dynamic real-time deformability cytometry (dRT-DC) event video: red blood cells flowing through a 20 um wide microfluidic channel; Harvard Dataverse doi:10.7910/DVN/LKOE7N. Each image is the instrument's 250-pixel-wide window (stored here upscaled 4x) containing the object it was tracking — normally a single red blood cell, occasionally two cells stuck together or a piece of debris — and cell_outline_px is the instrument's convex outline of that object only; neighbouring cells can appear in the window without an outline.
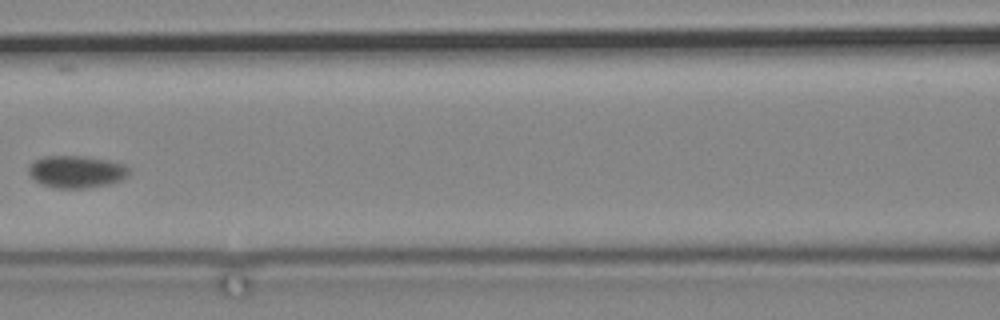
{"species": "common noctule bat (a hibernating species)", "species_latin": "Nyctalus noctula", "temperature_condition": "cold", "stored_images_in_passage": 17, "camera_frame_rate_fps": 3000, "um_per_image_px": 0.085, "animal": {"sex": "male", "body_mass_g": 19.2, "forearm_length_mm": 51.8}, "frame": {"image": 1, "passage_image": 8, "time_ms": 9.667, "image_size_px": [1000, 320], "cell_outline_px": [[132, 168], [128, 176], [120, 180], [108, 184], [88, 188], [56, 188], [40, 184], [28, 172], [28, 164], [44, 156], [84, 156], [108, 160], [124, 164]], "centroid_in_image_um": [6.52, 14.59], "position_along_channel_um": 160.1, "area_um2": 19.02}}
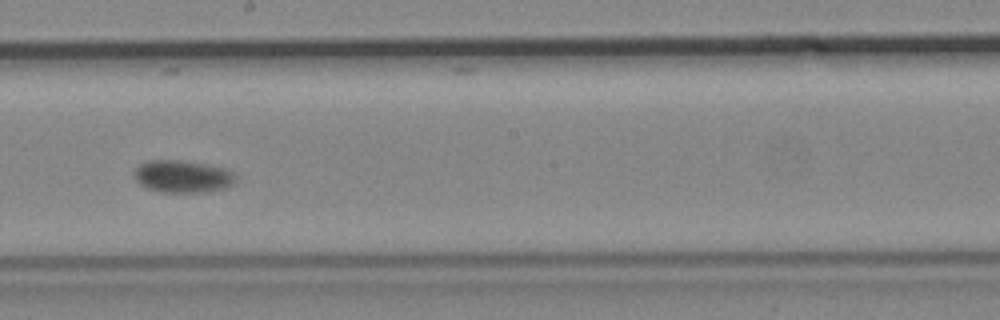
{"frame": {"image": 2, "passage_image": 10, "time_ms": 12.0, "image_size_px": [1000, 320], "cell_outline_px": [[236, 180], [232, 184], [224, 188], [208, 192], [160, 192], [148, 188], [140, 184], [132, 176], [136, 168], [140, 164], [148, 160], [180, 160], [204, 164], [224, 168], [232, 172], [236, 176]], "centroid_in_image_um": [15.5, 15.0], "position_along_channel_um": 232.7, "area_um2": 19.13}}
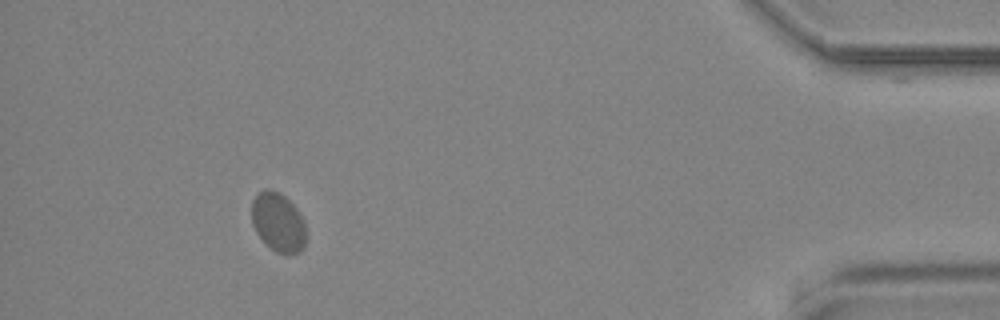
{"frame": {"image": 3, "passage_image": 16, "time_ms": 19.667, "image_size_px": [1000, 320], "cell_outline_px": [[304, 248], [300, 252], [288, 256], [276, 252], [256, 232], [252, 224], [252, 200], [256, 192], [264, 188], [268, 188], [280, 192], [296, 208], [304, 220]], "centroid_in_image_um": [23.63, 18.87], "position_along_channel_um": 411.6, "area_um2": 18.79}}